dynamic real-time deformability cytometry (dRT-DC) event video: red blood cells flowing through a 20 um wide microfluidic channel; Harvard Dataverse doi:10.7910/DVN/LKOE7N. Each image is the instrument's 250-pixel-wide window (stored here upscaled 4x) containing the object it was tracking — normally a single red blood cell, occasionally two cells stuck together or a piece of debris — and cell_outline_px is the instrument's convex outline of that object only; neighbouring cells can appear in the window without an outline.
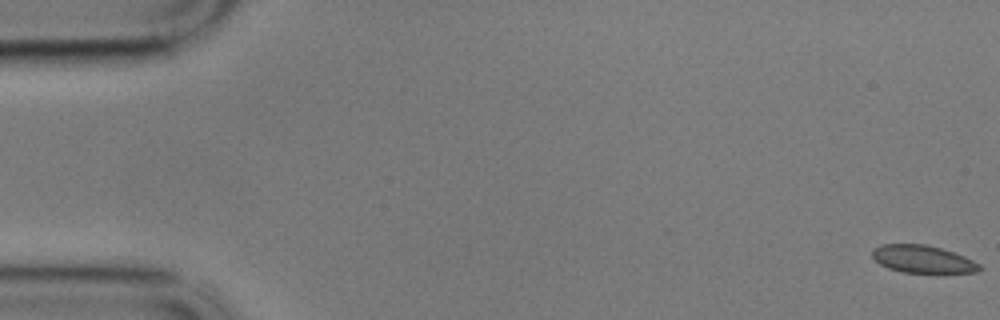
{"species": "common noctule bat (a hibernating species)", "species_latin": "Nyctalus noctula", "temperature_condition": "cold", "stored_images_in_passage": 59, "camera_frame_rate_fps": 3000, "um_per_image_px": 0.085, "animal": {"sex": "male", "body_mass_g": 17.9}, "frame": {"image": 1, "passage_image": 1, "time_ms": 0.0, "image_size_px": [1000, 320], "cell_outline_px": [[984, 268], [976, 272], [900, 272], [888, 268], [880, 264], [872, 256], [872, 248], [880, 244], [924, 244], [940, 248], [964, 256], [980, 264]], "centroid_in_image_um": [78.4, 22.02], "position_along_channel_um": 6.6, "area_um2": 17.11}}
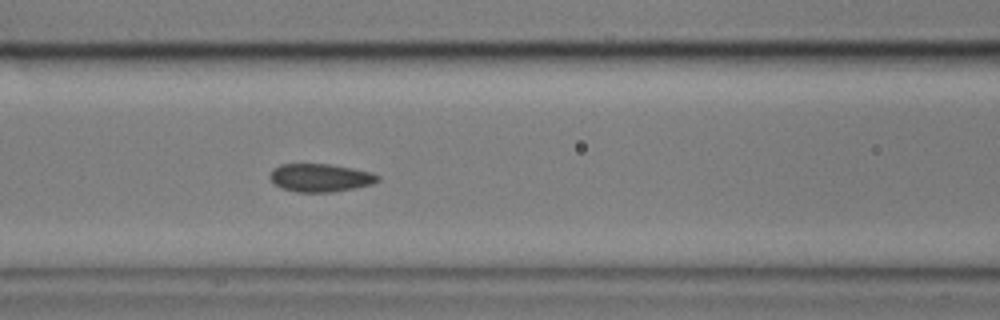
{"frame": {"image": 2, "passage_image": 25, "time_ms": 8.0, "image_size_px": [1000, 320], "cell_outline_px": [[380, 180], [372, 184], [332, 192], [296, 192], [280, 188], [268, 176], [272, 168], [280, 164], [328, 164], [352, 168], [372, 172], [380, 176]], "centroid_in_image_um": [27.2, 15.1], "position_along_channel_um": 139.4, "area_um2": 17.69}}
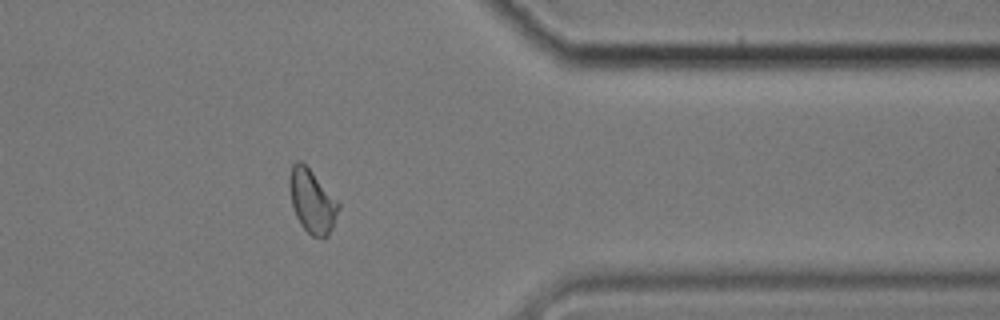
{"frame": {"image": 3, "passage_image": 48, "time_ms": 15.667, "image_size_px": [1000, 320], "cell_outline_px": [[340, 208], [332, 228], [328, 236], [324, 240], [312, 236], [300, 224], [296, 216], [292, 204], [288, 184], [288, 180], [292, 164], [296, 160], [300, 160], [312, 172], [340, 204]], "centroid_in_image_um": [26.52, 17.13], "position_along_channel_um": 384.9, "area_um2": 18.09}, "authors_computed_cell_mechanics": {"area_um2": 17.8602, "velocity_mm_per_s": 3.391, "shape_relaxation_time_tau1_ms": null, "shape_relaxation_time_tau2_ms": 1.864, "deformation_change_tau1": null, "deformation_change_tau2": 0.0469}}